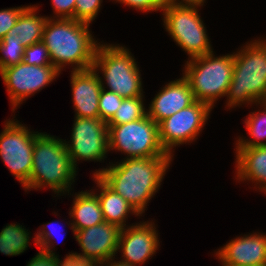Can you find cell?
Masks as SVG:
<instances>
[{"label":"cell","mask_w":266,"mask_h":266,"mask_svg":"<svg viewBox=\"0 0 266 266\" xmlns=\"http://www.w3.org/2000/svg\"><path fill=\"white\" fill-rule=\"evenodd\" d=\"M25 47L21 42L0 41V71L24 60Z\"/></svg>","instance_id":"cell-25"},{"label":"cell","mask_w":266,"mask_h":266,"mask_svg":"<svg viewBox=\"0 0 266 266\" xmlns=\"http://www.w3.org/2000/svg\"><path fill=\"white\" fill-rule=\"evenodd\" d=\"M195 101L188 81L181 77L166 84L153 98L147 115L157 124Z\"/></svg>","instance_id":"cell-17"},{"label":"cell","mask_w":266,"mask_h":266,"mask_svg":"<svg viewBox=\"0 0 266 266\" xmlns=\"http://www.w3.org/2000/svg\"><path fill=\"white\" fill-rule=\"evenodd\" d=\"M93 177L100 189V194L95 195L99 199L105 222L124 228L129 213L140 216L122 196L112 190L98 175H93Z\"/></svg>","instance_id":"cell-20"},{"label":"cell","mask_w":266,"mask_h":266,"mask_svg":"<svg viewBox=\"0 0 266 266\" xmlns=\"http://www.w3.org/2000/svg\"><path fill=\"white\" fill-rule=\"evenodd\" d=\"M205 0H164L165 5L176 6V7H195L202 6Z\"/></svg>","instance_id":"cell-34"},{"label":"cell","mask_w":266,"mask_h":266,"mask_svg":"<svg viewBox=\"0 0 266 266\" xmlns=\"http://www.w3.org/2000/svg\"><path fill=\"white\" fill-rule=\"evenodd\" d=\"M102 0H75L74 19L90 24L97 17Z\"/></svg>","instance_id":"cell-27"},{"label":"cell","mask_w":266,"mask_h":266,"mask_svg":"<svg viewBox=\"0 0 266 266\" xmlns=\"http://www.w3.org/2000/svg\"><path fill=\"white\" fill-rule=\"evenodd\" d=\"M74 197L69 213L73 218V222L70 223L73 231H79L105 221L99 199L94 191H81Z\"/></svg>","instance_id":"cell-21"},{"label":"cell","mask_w":266,"mask_h":266,"mask_svg":"<svg viewBox=\"0 0 266 266\" xmlns=\"http://www.w3.org/2000/svg\"><path fill=\"white\" fill-rule=\"evenodd\" d=\"M100 80L102 89L99 97V119L108 122L121 105L123 97L114 92L107 91L101 77Z\"/></svg>","instance_id":"cell-26"},{"label":"cell","mask_w":266,"mask_h":266,"mask_svg":"<svg viewBox=\"0 0 266 266\" xmlns=\"http://www.w3.org/2000/svg\"><path fill=\"white\" fill-rule=\"evenodd\" d=\"M212 108L204 102L194 101L190 106L158 123L159 140L167 154L172 148L195 140L208 120Z\"/></svg>","instance_id":"cell-10"},{"label":"cell","mask_w":266,"mask_h":266,"mask_svg":"<svg viewBox=\"0 0 266 266\" xmlns=\"http://www.w3.org/2000/svg\"><path fill=\"white\" fill-rule=\"evenodd\" d=\"M120 231L119 226L105 221L79 231H73L83 253H69L65 259L83 265L104 263L117 254Z\"/></svg>","instance_id":"cell-12"},{"label":"cell","mask_w":266,"mask_h":266,"mask_svg":"<svg viewBox=\"0 0 266 266\" xmlns=\"http://www.w3.org/2000/svg\"><path fill=\"white\" fill-rule=\"evenodd\" d=\"M215 255L222 266H266V235L254 233L237 237Z\"/></svg>","instance_id":"cell-15"},{"label":"cell","mask_w":266,"mask_h":266,"mask_svg":"<svg viewBox=\"0 0 266 266\" xmlns=\"http://www.w3.org/2000/svg\"><path fill=\"white\" fill-rule=\"evenodd\" d=\"M162 11L165 29L190 59L213 51L197 8L165 5Z\"/></svg>","instance_id":"cell-8"},{"label":"cell","mask_w":266,"mask_h":266,"mask_svg":"<svg viewBox=\"0 0 266 266\" xmlns=\"http://www.w3.org/2000/svg\"><path fill=\"white\" fill-rule=\"evenodd\" d=\"M37 9V6H28L1 41L21 42L25 48L41 42L48 17L38 16Z\"/></svg>","instance_id":"cell-19"},{"label":"cell","mask_w":266,"mask_h":266,"mask_svg":"<svg viewBox=\"0 0 266 266\" xmlns=\"http://www.w3.org/2000/svg\"><path fill=\"white\" fill-rule=\"evenodd\" d=\"M237 179L259 183L266 193V146L236 147Z\"/></svg>","instance_id":"cell-18"},{"label":"cell","mask_w":266,"mask_h":266,"mask_svg":"<svg viewBox=\"0 0 266 266\" xmlns=\"http://www.w3.org/2000/svg\"><path fill=\"white\" fill-rule=\"evenodd\" d=\"M56 254H50L40 249L39 253L36 254L31 261L28 262L27 266H62L67 260H61Z\"/></svg>","instance_id":"cell-31"},{"label":"cell","mask_w":266,"mask_h":266,"mask_svg":"<svg viewBox=\"0 0 266 266\" xmlns=\"http://www.w3.org/2000/svg\"><path fill=\"white\" fill-rule=\"evenodd\" d=\"M29 236L22 225L8 224L0 232V252L9 256L23 253L29 246Z\"/></svg>","instance_id":"cell-22"},{"label":"cell","mask_w":266,"mask_h":266,"mask_svg":"<svg viewBox=\"0 0 266 266\" xmlns=\"http://www.w3.org/2000/svg\"><path fill=\"white\" fill-rule=\"evenodd\" d=\"M213 51L188 59L183 77L188 81L194 99L207 103L211 108L219 97L227 95L232 80L234 53L219 57Z\"/></svg>","instance_id":"cell-5"},{"label":"cell","mask_w":266,"mask_h":266,"mask_svg":"<svg viewBox=\"0 0 266 266\" xmlns=\"http://www.w3.org/2000/svg\"><path fill=\"white\" fill-rule=\"evenodd\" d=\"M58 18L74 19L75 0H51Z\"/></svg>","instance_id":"cell-32"},{"label":"cell","mask_w":266,"mask_h":266,"mask_svg":"<svg viewBox=\"0 0 266 266\" xmlns=\"http://www.w3.org/2000/svg\"><path fill=\"white\" fill-rule=\"evenodd\" d=\"M154 222H143L121 228L118 250L122 251V261L136 266L145 263L158 250V233Z\"/></svg>","instance_id":"cell-14"},{"label":"cell","mask_w":266,"mask_h":266,"mask_svg":"<svg viewBox=\"0 0 266 266\" xmlns=\"http://www.w3.org/2000/svg\"><path fill=\"white\" fill-rule=\"evenodd\" d=\"M171 161L172 156L125 158L108 168L96 170L93 175H98L141 215L158 191Z\"/></svg>","instance_id":"cell-1"},{"label":"cell","mask_w":266,"mask_h":266,"mask_svg":"<svg viewBox=\"0 0 266 266\" xmlns=\"http://www.w3.org/2000/svg\"><path fill=\"white\" fill-rule=\"evenodd\" d=\"M114 257H111L109 260L105 261L104 263H101L99 265L103 266H132L124 261H114L113 260ZM114 261V262H113ZM107 264V265H106Z\"/></svg>","instance_id":"cell-35"},{"label":"cell","mask_w":266,"mask_h":266,"mask_svg":"<svg viewBox=\"0 0 266 266\" xmlns=\"http://www.w3.org/2000/svg\"><path fill=\"white\" fill-rule=\"evenodd\" d=\"M143 105V96L123 98L121 105L107 125H121L141 119L147 115Z\"/></svg>","instance_id":"cell-24"},{"label":"cell","mask_w":266,"mask_h":266,"mask_svg":"<svg viewBox=\"0 0 266 266\" xmlns=\"http://www.w3.org/2000/svg\"><path fill=\"white\" fill-rule=\"evenodd\" d=\"M114 1V0H113ZM116 2H121L127 6L135 8L136 10H141L143 12L158 11L164 8V0H115Z\"/></svg>","instance_id":"cell-30"},{"label":"cell","mask_w":266,"mask_h":266,"mask_svg":"<svg viewBox=\"0 0 266 266\" xmlns=\"http://www.w3.org/2000/svg\"><path fill=\"white\" fill-rule=\"evenodd\" d=\"M71 135V144L65 141V145L75 167L79 160L104 161L109 151L107 122L99 118L75 117Z\"/></svg>","instance_id":"cell-11"},{"label":"cell","mask_w":266,"mask_h":266,"mask_svg":"<svg viewBox=\"0 0 266 266\" xmlns=\"http://www.w3.org/2000/svg\"><path fill=\"white\" fill-rule=\"evenodd\" d=\"M23 61L28 65H52L48 49L42 41L32 44L24 49Z\"/></svg>","instance_id":"cell-28"},{"label":"cell","mask_w":266,"mask_h":266,"mask_svg":"<svg viewBox=\"0 0 266 266\" xmlns=\"http://www.w3.org/2000/svg\"><path fill=\"white\" fill-rule=\"evenodd\" d=\"M19 121L7 120L0 134V157L24 187L30 178L35 136Z\"/></svg>","instance_id":"cell-9"},{"label":"cell","mask_w":266,"mask_h":266,"mask_svg":"<svg viewBox=\"0 0 266 266\" xmlns=\"http://www.w3.org/2000/svg\"><path fill=\"white\" fill-rule=\"evenodd\" d=\"M62 266H78V263L71 260H67Z\"/></svg>","instance_id":"cell-36"},{"label":"cell","mask_w":266,"mask_h":266,"mask_svg":"<svg viewBox=\"0 0 266 266\" xmlns=\"http://www.w3.org/2000/svg\"><path fill=\"white\" fill-rule=\"evenodd\" d=\"M46 225H47L46 227H48V225L50 226L51 224L47 223ZM46 227L43 226V228H41L42 230L40 229V231L35 234L34 242L36 243L37 246H39V249H41L47 253L55 255V252H53V250H51V248L54 247V246H52L54 244L51 241V238H54L53 235L55 233L53 234V230H49V231L45 230V229H47Z\"/></svg>","instance_id":"cell-33"},{"label":"cell","mask_w":266,"mask_h":266,"mask_svg":"<svg viewBox=\"0 0 266 266\" xmlns=\"http://www.w3.org/2000/svg\"><path fill=\"white\" fill-rule=\"evenodd\" d=\"M54 18L48 17L42 38L52 65L60 72L65 64L74 66L72 71L91 69L99 43L93 39L89 24L75 19Z\"/></svg>","instance_id":"cell-2"},{"label":"cell","mask_w":266,"mask_h":266,"mask_svg":"<svg viewBox=\"0 0 266 266\" xmlns=\"http://www.w3.org/2000/svg\"><path fill=\"white\" fill-rule=\"evenodd\" d=\"M234 53L232 80L227 92L230 108L257 104L266 94V40H254Z\"/></svg>","instance_id":"cell-4"},{"label":"cell","mask_w":266,"mask_h":266,"mask_svg":"<svg viewBox=\"0 0 266 266\" xmlns=\"http://www.w3.org/2000/svg\"><path fill=\"white\" fill-rule=\"evenodd\" d=\"M61 72L53 65H28L24 61L0 71V76L7 87L12 104V111L25 98L42 90L51 83Z\"/></svg>","instance_id":"cell-13"},{"label":"cell","mask_w":266,"mask_h":266,"mask_svg":"<svg viewBox=\"0 0 266 266\" xmlns=\"http://www.w3.org/2000/svg\"><path fill=\"white\" fill-rule=\"evenodd\" d=\"M259 104L264 107V111L251 112L245 119V127L253 139L248 140L240 137L236 142V147L266 146V142H263V139H266V106L261 102L257 105Z\"/></svg>","instance_id":"cell-23"},{"label":"cell","mask_w":266,"mask_h":266,"mask_svg":"<svg viewBox=\"0 0 266 266\" xmlns=\"http://www.w3.org/2000/svg\"><path fill=\"white\" fill-rule=\"evenodd\" d=\"M15 7L0 10V41L7 35L8 31L16 24L20 14L27 8Z\"/></svg>","instance_id":"cell-29"},{"label":"cell","mask_w":266,"mask_h":266,"mask_svg":"<svg viewBox=\"0 0 266 266\" xmlns=\"http://www.w3.org/2000/svg\"><path fill=\"white\" fill-rule=\"evenodd\" d=\"M92 68L102 71L108 91L123 98L143 96L140 71L129 49L119 44H98Z\"/></svg>","instance_id":"cell-6"},{"label":"cell","mask_w":266,"mask_h":266,"mask_svg":"<svg viewBox=\"0 0 266 266\" xmlns=\"http://www.w3.org/2000/svg\"><path fill=\"white\" fill-rule=\"evenodd\" d=\"M76 167L67 153L65 140L39 132L35 136L32 168L26 190L49 186L57 195L69 193Z\"/></svg>","instance_id":"cell-3"},{"label":"cell","mask_w":266,"mask_h":266,"mask_svg":"<svg viewBox=\"0 0 266 266\" xmlns=\"http://www.w3.org/2000/svg\"><path fill=\"white\" fill-rule=\"evenodd\" d=\"M71 72L75 117L99 118V97L102 89L99 72L93 68Z\"/></svg>","instance_id":"cell-16"},{"label":"cell","mask_w":266,"mask_h":266,"mask_svg":"<svg viewBox=\"0 0 266 266\" xmlns=\"http://www.w3.org/2000/svg\"><path fill=\"white\" fill-rule=\"evenodd\" d=\"M109 150H118L130 158L170 156L161 146L158 124L148 115L121 125H108Z\"/></svg>","instance_id":"cell-7"},{"label":"cell","mask_w":266,"mask_h":266,"mask_svg":"<svg viewBox=\"0 0 266 266\" xmlns=\"http://www.w3.org/2000/svg\"><path fill=\"white\" fill-rule=\"evenodd\" d=\"M78 266H100V265H83L81 263H78Z\"/></svg>","instance_id":"cell-38"},{"label":"cell","mask_w":266,"mask_h":266,"mask_svg":"<svg viewBox=\"0 0 266 266\" xmlns=\"http://www.w3.org/2000/svg\"><path fill=\"white\" fill-rule=\"evenodd\" d=\"M261 103L266 106V94H265L264 98L262 99Z\"/></svg>","instance_id":"cell-37"}]
</instances>
